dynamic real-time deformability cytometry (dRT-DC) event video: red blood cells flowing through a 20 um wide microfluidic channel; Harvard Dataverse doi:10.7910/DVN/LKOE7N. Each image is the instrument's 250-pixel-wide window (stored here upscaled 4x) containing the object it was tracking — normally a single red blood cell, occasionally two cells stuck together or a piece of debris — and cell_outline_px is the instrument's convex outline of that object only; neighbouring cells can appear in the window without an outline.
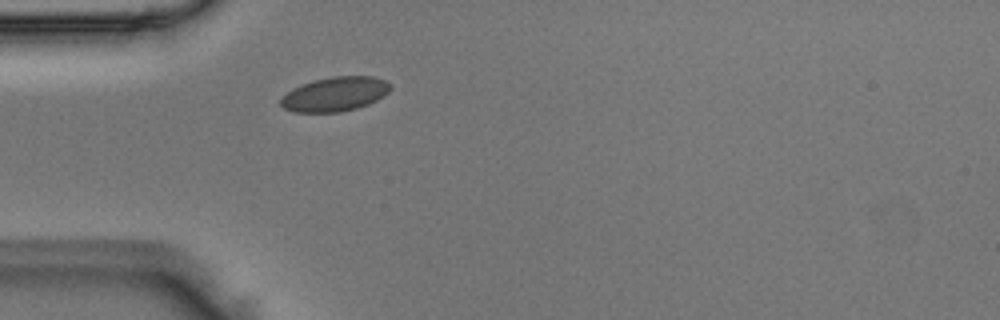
{"species": "Egyptian fruit bat (a non-hibernating species)", "species_latin": "Rousettus aegyptiacus", "temperature_condition": "room temperature", "stored_images_in_passage": 38, "camera_frame_rate_fps": 3000, "um_per_image_px": 0.085, "animal": {"sex": "male"}, "frame": {"image": 1, "passage_image": 1, "time_ms": 0.0, "image_size_px": [1000, 320], "cell_outline_px": [[392, 88], [388, 92], [376, 100], [368, 104], [356, 108], [340, 112], [296, 112], [284, 108], [280, 104], [280, 100], [292, 88], [300, 84], [332, 76], [372, 76], [384, 80], [392, 84]], "centroid_in_image_um": [28.48, 7.99], "position_along_channel_um": 56.5, "area_um2": 21.85}}
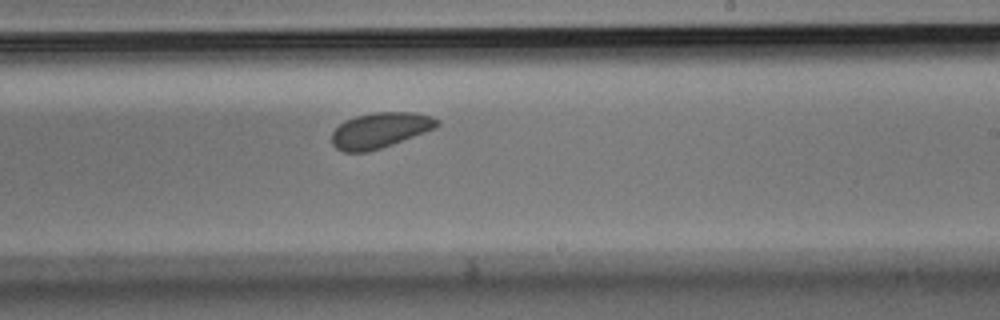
{"frame": {"image": 2, "passage_image": 17, "time_ms": 5.333, "image_size_px": [1000, 320], "cell_outline_px": [[440, 124], [436, 128], [392, 144], [368, 152], [344, 152], [336, 148], [332, 144], [332, 132], [344, 120], [356, 116], [372, 112], [412, 112], [432, 116], [440, 120]], "centroid_in_image_um": [32.31, 11.06], "position_along_channel_um": 256.7, "area_um2": 21.79}}
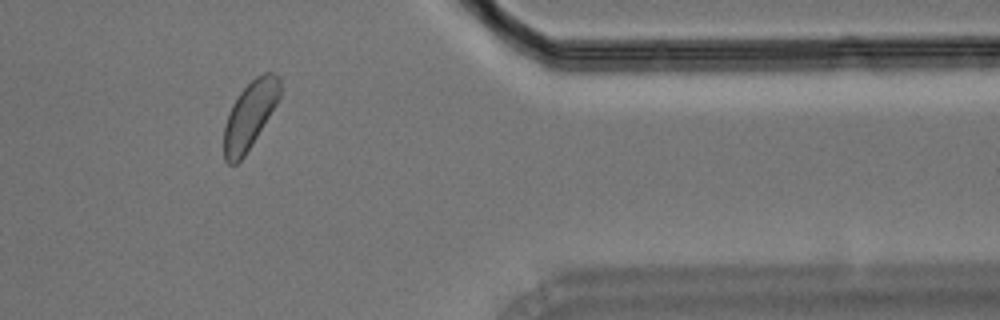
{"frame": {"image": 3, "passage_image": 29, "time_ms": 9.333, "image_size_px": [1000, 320], "cell_outline_px": [[280, 96], [276, 104], [244, 156], [236, 164], [228, 164], [224, 160], [224, 124], [228, 112], [232, 104], [240, 92], [256, 76], [264, 72], [272, 72], [280, 76]], "centroid_in_image_um": [21.21, 9.77], "position_along_channel_um": 390.2, "area_um2": 21.73}}